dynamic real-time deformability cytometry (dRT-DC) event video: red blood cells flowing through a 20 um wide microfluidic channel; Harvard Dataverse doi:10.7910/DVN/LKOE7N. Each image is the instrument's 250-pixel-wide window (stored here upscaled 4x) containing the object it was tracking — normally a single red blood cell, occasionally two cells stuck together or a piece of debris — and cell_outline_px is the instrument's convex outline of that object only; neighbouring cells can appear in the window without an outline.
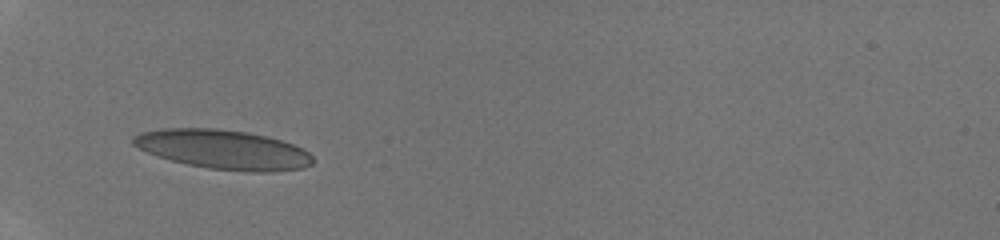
{"species": "human", "species_latin": "Homo sapiens", "temperature_condition": "room temperature", "stored_images_in_passage": 28, "camera_frame_rate_fps": 3000, "um_per_image_px": 0.085, "donor": {"sex": "male"}, "frame": {"image": 1, "passage_image": 1, "time_ms": 0.0, "image_size_px": [1000, 240], "cell_outline_px": [[312, 164], [304, 168], [272, 172], [252, 172], [208, 168], [188, 164], [156, 156], [132, 144], [132, 136], [140, 132], [164, 128], [216, 128], [248, 132], [268, 136], [304, 148], [312, 156]], "centroid_in_image_um": [18.99, 12.7], "position_along_channel_um": 66.0, "area_um2": 41.27}}
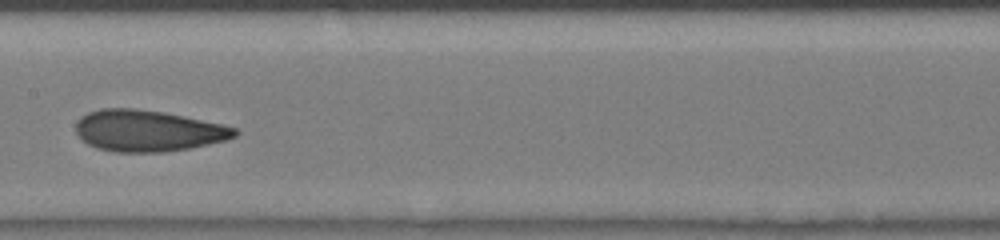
{"frame": {"image": 2, "passage_image": 10, "time_ms": 3.0, "image_size_px": [1000, 240], "cell_outline_px": [[240, 132], [236, 136], [224, 140], [208, 144], [188, 148], [164, 152], [116, 152], [96, 148], [88, 144], [76, 132], [76, 120], [80, 116], [88, 112], [100, 108], [136, 108], [164, 112], [220, 124], [236, 128]], "centroid_in_image_um": [12.53, 11.11], "position_along_channel_um": 194.9, "area_um2": 38.21}}
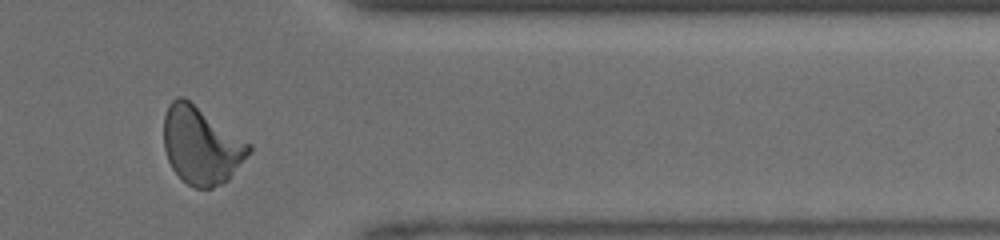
{"frame": {"image": 3, "passage_image": 23, "time_ms": 7.333, "image_size_px": [1000, 240], "cell_outline_px": [[252, 148], [228, 180], [212, 188], [196, 188], [188, 184], [172, 168], [168, 160], [164, 148], [164, 116], [168, 104], [176, 96], [184, 96], [252, 144]], "centroid_in_image_um": [17.09, 12.32], "position_along_channel_um": 394.3, "area_um2": 38.26}}